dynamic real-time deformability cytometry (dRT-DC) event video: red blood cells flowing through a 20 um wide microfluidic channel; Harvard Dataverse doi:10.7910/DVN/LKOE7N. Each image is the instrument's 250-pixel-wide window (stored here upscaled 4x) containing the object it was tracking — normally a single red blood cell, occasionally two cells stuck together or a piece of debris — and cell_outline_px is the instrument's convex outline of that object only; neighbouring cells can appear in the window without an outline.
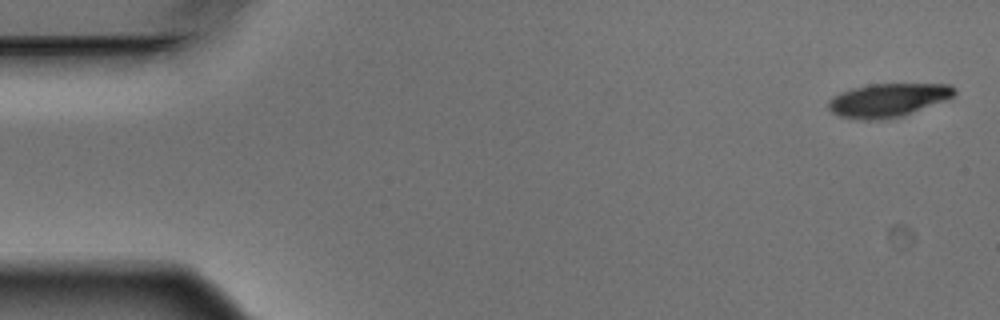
{"species": "Egyptian fruit bat (a non-hibernating species)", "species_latin": "Rousettus aegyptiacus", "temperature_condition": "warm", "stored_images_in_passage": 5, "camera_frame_rate_fps": 3000, "um_per_image_px": 0.085, "animal": {"sex": "male"}, "frame": {"image": 1, "passage_image": 1, "time_ms": 0.0, "image_size_px": [1000, 320], "cell_outline_px": [[956, 92], [952, 96], [944, 100], [904, 116], [888, 120], [860, 120], [840, 116], [832, 112], [828, 108], [828, 100], [832, 96], [840, 92], [852, 88], [872, 84], [952, 84], [956, 88]], "centroid_in_image_um": [75.45, 8.52], "position_along_channel_um": 9.5, "area_um2": 24.8}}